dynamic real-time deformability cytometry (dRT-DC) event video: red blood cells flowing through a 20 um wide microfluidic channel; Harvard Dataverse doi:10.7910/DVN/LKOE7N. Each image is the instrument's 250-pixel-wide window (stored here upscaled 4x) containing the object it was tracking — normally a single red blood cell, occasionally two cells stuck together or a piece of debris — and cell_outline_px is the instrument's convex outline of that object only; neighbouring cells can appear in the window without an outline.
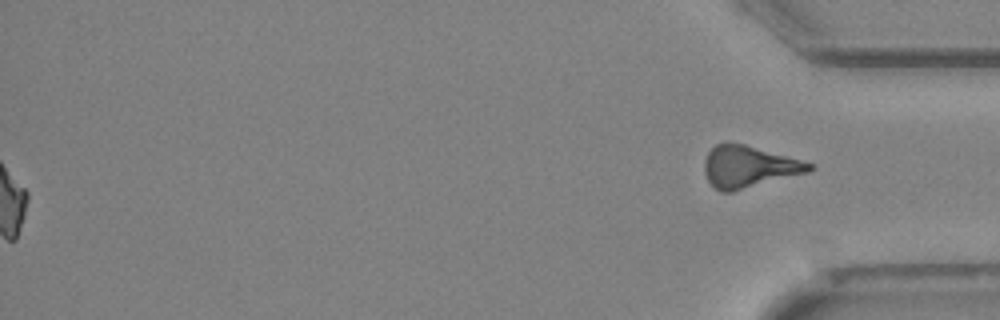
{"species": "Egyptian fruit bat (a non-hibernating species)", "species_latin": "Rousettus aegyptiacus", "temperature_condition": "cold", "stored_images_in_passage": 53, "segment_of_instrument_passage": [2, 2], "camera_frame_rate_fps": 3000, "um_per_image_px": 0.085, "animal": {"sex": "female"}, "frame": {"image": 1, "passage_image": 53, "time_ms": 17.333, "image_size_px": [1000, 320], "cell_outline_px": [[816, 168], [808, 172], [732, 192], [720, 192], [708, 180], [704, 172], [704, 160], [708, 152], [716, 144], [728, 140], [744, 144], [816, 164]], "centroid_in_image_um": [63.64, 14.15], "position_along_channel_um": 371.6, "area_um2": 25.72}}